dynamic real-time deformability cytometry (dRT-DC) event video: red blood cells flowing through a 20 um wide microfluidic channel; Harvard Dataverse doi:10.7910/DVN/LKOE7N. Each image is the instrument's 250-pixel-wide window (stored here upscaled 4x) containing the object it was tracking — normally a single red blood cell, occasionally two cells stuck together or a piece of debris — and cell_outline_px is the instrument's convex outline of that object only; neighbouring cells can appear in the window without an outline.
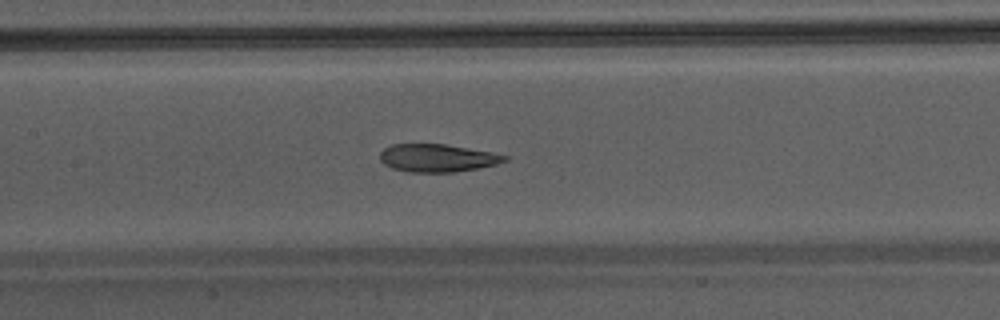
{"species": "Egyptian fruit bat (a non-hibernating species)", "species_latin": "Rousettus aegyptiacus", "temperature_condition": "warm", "stored_images_in_passage": 48, "camera_frame_rate_fps": 3000, "um_per_image_px": 0.085, "animal": {"sex": "male"}, "frame": {"image": 1, "passage_image": 24, "time_ms": 7.667, "image_size_px": [1000, 320], "cell_outline_px": [[508, 160], [496, 164], [480, 168], [452, 172], [408, 172], [392, 168], [384, 164], [380, 160], [380, 152], [384, 148], [392, 144], [444, 144], [492, 152], [508, 156]], "centroid_in_image_um": [37.17, 13.43], "position_along_channel_um": 170.2, "area_um2": 20.23}}
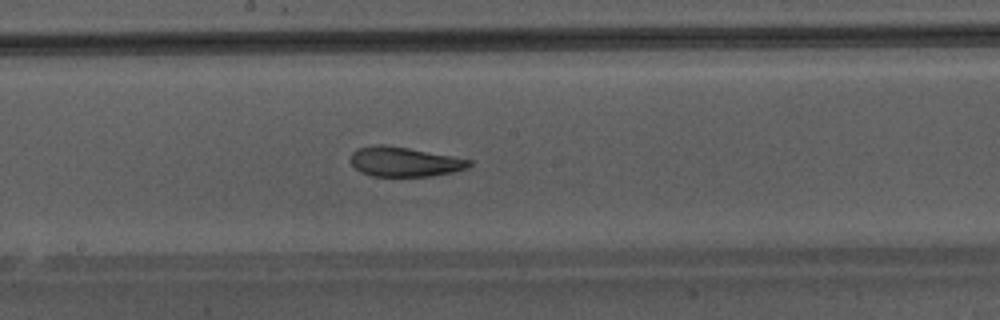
{"frame": {"image": 2, "passage_image": 27, "time_ms": 8.667, "image_size_px": [1000, 320], "cell_outline_px": [[472, 164], [468, 168], [452, 172], [432, 176], [372, 176], [360, 172], [352, 164], [352, 152], [356, 148], [376, 144], [384, 144], [408, 148], [452, 156], [472, 160]], "centroid_in_image_um": [34.38, 13.75], "position_along_channel_um": 213.8, "area_um2": 20.46}}
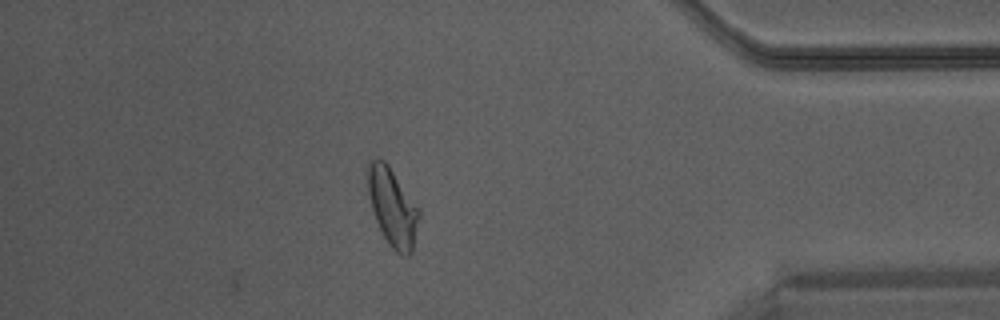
{"frame": {"image": 3, "passage_image": 42, "time_ms": 13.667, "image_size_px": [1000, 320], "cell_outline_px": [[420, 216], [412, 252], [408, 256], [404, 256], [396, 252], [388, 244], [376, 220], [372, 208], [368, 192], [368, 164], [376, 156], [384, 160], [388, 164], [420, 212]], "centroid_in_image_um": [33.36, 17.62], "position_along_channel_um": 401.8, "area_um2": 22.83}}